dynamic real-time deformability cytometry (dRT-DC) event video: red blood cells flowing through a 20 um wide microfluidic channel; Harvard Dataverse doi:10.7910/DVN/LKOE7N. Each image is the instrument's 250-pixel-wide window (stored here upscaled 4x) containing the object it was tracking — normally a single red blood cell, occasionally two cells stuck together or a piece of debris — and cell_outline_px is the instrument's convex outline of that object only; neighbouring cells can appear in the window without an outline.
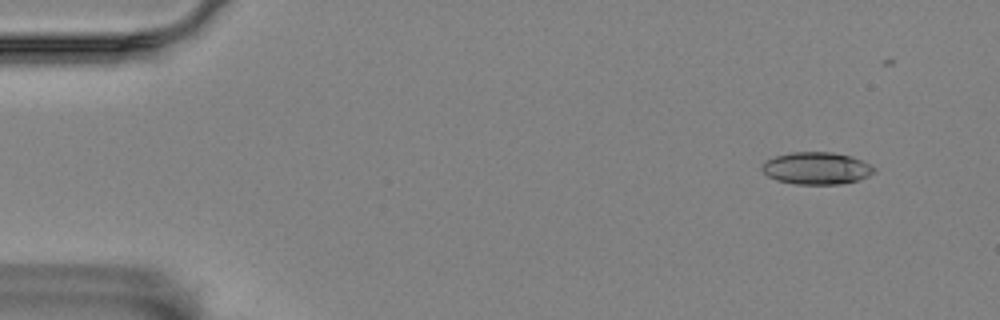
{"species": "Egyptian fruit bat (a non-hibernating species)", "species_latin": "Rousettus aegyptiacus", "temperature_condition": "room temperature", "stored_images_in_passage": 6, "camera_frame_rate_fps": 3000, "um_per_image_px": 0.085, "animal": {"sex": "female"}, "frame": {"image": 1, "passage_image": 2, "time_ms": 0.333, "image_size_px": [1000, 320], "cell_outline_px": [[876, 172], [868, 176], [856, 180], [840, 184], [796, 184], [776, 180], [768, 176], [760, 168], [764, 160], [776, 156], [792, 152], [832, 152], [852, 156], [872, 164], [876, 168]], "centroid_in_image_um": [69.42, 14.29], "position_along_channel_um": 15.6, "area_um2": 21.21}}